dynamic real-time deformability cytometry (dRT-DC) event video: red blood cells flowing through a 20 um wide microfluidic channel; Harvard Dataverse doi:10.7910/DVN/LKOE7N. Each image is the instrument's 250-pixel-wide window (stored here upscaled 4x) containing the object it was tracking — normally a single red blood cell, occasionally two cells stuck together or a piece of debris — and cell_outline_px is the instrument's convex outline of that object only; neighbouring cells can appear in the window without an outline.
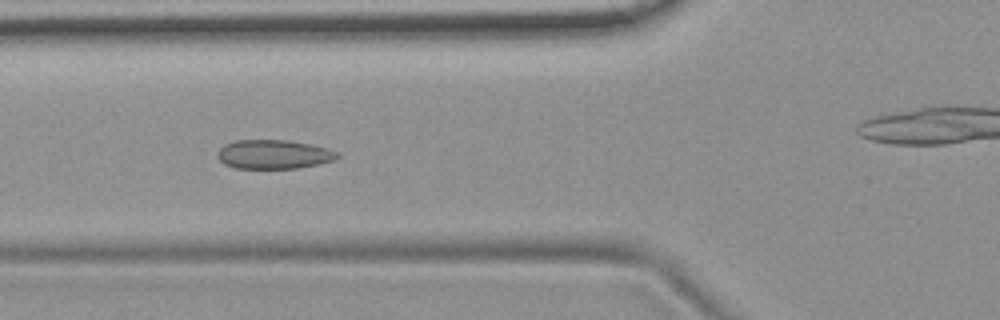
{"species": "common noctule bat (a hibernating species)", "species_latin": "Nyctalus noctula", "temperature_condition": "room temperature", "stored_images_in_passage": 7, "camera_frame_rate_fps": 3000, "um_per_image_px": 0.085, "animal": {"sex": "female", "body_mass_g": 19.9}, "frame": {"image": 1, "passage_image": 6, "time_ms": 6.0, "image_size_px": [1000, 320], "cell_outline_px": [[340, 156], [336, 160], [320, 164], [300, 168], [236, 168], [224, 164], [216, 156], [216, 152], [224, 144], [236, 140], [288, 140], [312, 144], [328, 148], [340, 152]], "centroid_in_image_um": [23.3, 13.11], "position_along_channel_um": 102.5, "area_um2": 20.63}}
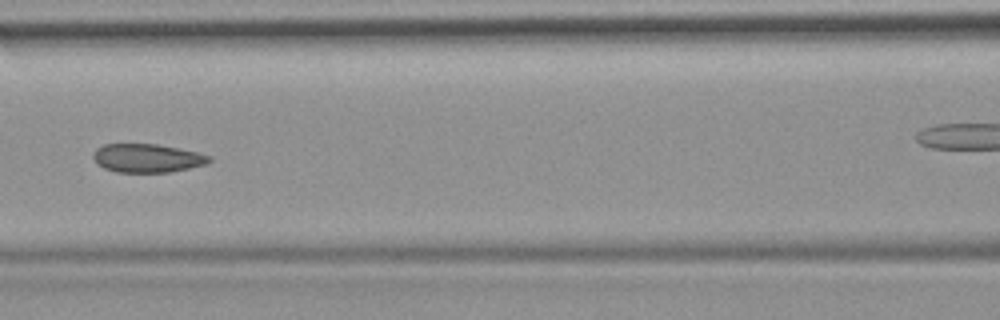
{"frame": {"image": 2, "passage_image": 7, "time_ms": 7.333, "image_size_px": [1000, 320], "cell_outline_px": [[212, 160], [208, 164], [168, 172], [116, 172], [104, 168], [96, 164], [92, 156], [92, 152], [96, 148], [104, 144], [156, 144], [196, 152], [212, 156]], "centroid_in_image_um": [12.48, 13.44], "position_along_channel_um": 154.1, "area_um2": 19.36}}